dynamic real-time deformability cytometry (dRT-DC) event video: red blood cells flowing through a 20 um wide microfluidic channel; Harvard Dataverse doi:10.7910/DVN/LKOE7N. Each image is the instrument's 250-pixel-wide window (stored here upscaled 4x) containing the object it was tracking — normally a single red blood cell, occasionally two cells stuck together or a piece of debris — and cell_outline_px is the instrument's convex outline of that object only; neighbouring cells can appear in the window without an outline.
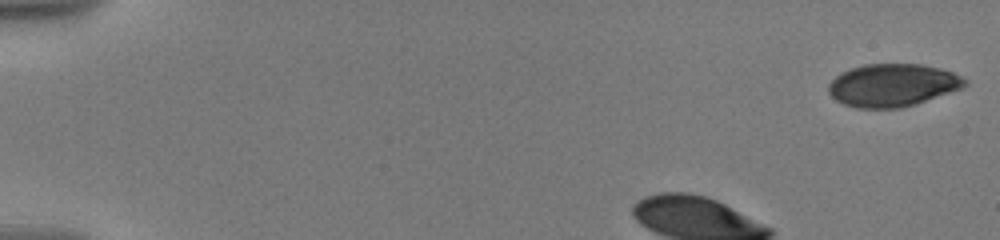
{"species": "human", "species_latin": "Homo sapiens", "temperature_condition": "warm", "stored_images_in_passage": 61, "camera_frame_rate_fps": 3000, "um_per_image_px": 0.085, "donor": {"sex": "male"}, "frame": {"image": 1, "passage_image": 1, "time_ms": 0.0, "image_size_px": [1000, 240], "cell_outline_px": [[968, 84], [964, 88], [916, 104], [900, 108], [856, 108], [844, 104], [836, 100], [828, 92], [828, 84], [840, 72], [864, 64], [920, 64], [940, 68], [952, 72], [968, 80]], "centroid_in_image_um": [75.89, 7.24], "position_along_channel_um": 9.1, "area_um2": 34.16}}
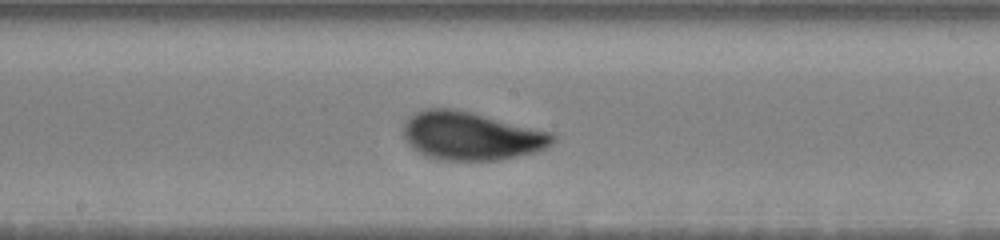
{"frame": {"image": 2, "passage_image": 34, "time_ms": 8.0, "image_size_px": [1000, 240], "cell_outline_px": [[556, 140], [552, 144], [544, 148], [532, 152], [516, 156], [496, 160], [448, 160], [428, 156], [412, 148], [404, 140], [404, 124], [416, 112], [424, 108], [452, 108], [472, 112], [552, 132], [556, 136]], "centroid_in_image_um": [40.05, 11.54], "position_along_channel_um": 208.1, "area_um2": 41.67}}
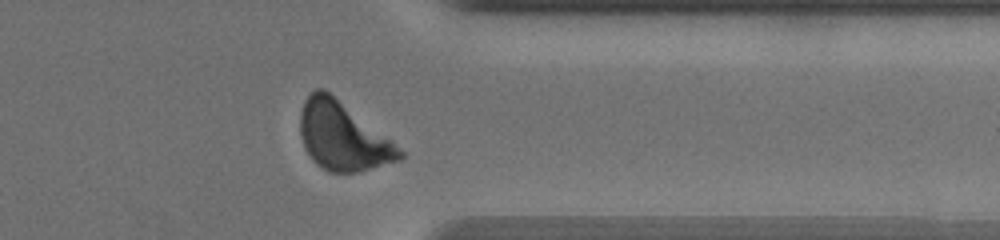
{"frame": {"image": 3, "passage_image": 54, "time_ms": 13.0, "image_size_px": [1000, 240], "cell_outline_px": [[404, 156], [400, 160], [356, 172], [328, 172], [316, 164], [312, 160], [304, 148], [300, 132], [300, 112], [304, 100], [316, 88], [324, 88], [392, 140], [404, 152]], "centroid_in_image_um": [29.11, 11.59], "position_along_channel_um": 382.3, "area_um2": 39.36}, "authors_computed_cell_mechanics": {"area_um2": 40.2288, "velocity_mm_per_s": 3.5383, "shape_relaxation_time_tau1_ms": 3.5891, "shape_relaxation_time_tau2_ms": null, "deformation_change_tau1": 0.1453, "deformation_change_tau2": null}}